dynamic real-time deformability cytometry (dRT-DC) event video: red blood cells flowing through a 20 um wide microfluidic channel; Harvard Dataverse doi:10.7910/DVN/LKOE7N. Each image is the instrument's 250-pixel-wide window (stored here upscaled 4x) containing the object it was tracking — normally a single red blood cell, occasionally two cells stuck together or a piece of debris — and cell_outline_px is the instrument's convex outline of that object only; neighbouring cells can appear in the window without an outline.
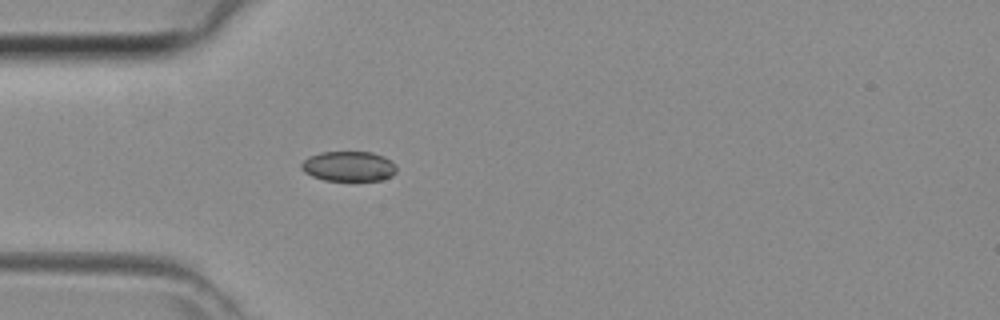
{"species": "common noctule bat (a hibernating species)", "species_latin": "Nyctalus noctula", "temperature_condition": "room temperature", "stored_images_in_passage": 20, "camera_frame_rate_fps": 3000, "um_per_image_px": 0.085, "animal": {"sex": "female", "body_mass_g": 29.2, "forearm_length_mm": 56.3}, "frame": {"image": 1, "passage_image": 1, "time_ms": 0.0, "image_size_px": [1000, 320], "cell_outline_px": [[396, 172], [392, 176], [380, 180], [324, 180], [312, 176], [304, 172], [300, 168], [300, 164], [308, 156], [320, 152], [372, 152], [384, 156], [396, 168]], "centroid_in_image_um": [29.59, 14.13], "position_along_channel_um": 55.4, "area_um2": 16.59}}
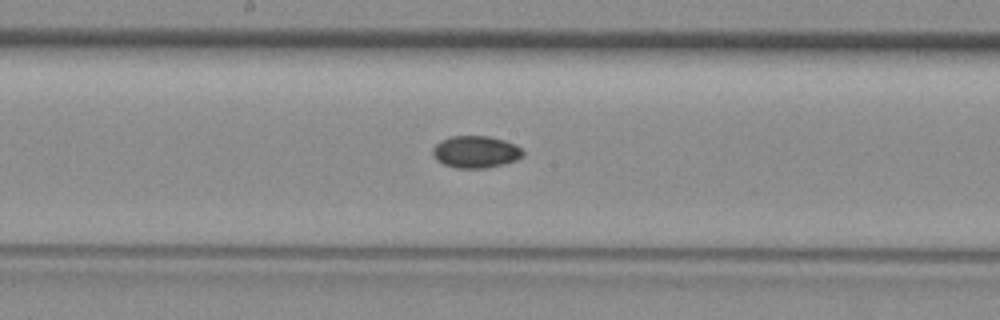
{"frame": {"image": 2, "passage_image": 11, "time_ms": 3.333, "image_size_px": [1000, 320], "cell_outline_px": [[524, 156], [516, 160], [504, 164], [484, 168], [456, 168], [444, 164], [436, 160], [432, 152], [432, 148], [440, 140], [452, 136], [488, 136], [504, 140], [516, 144], [524, 152]], "centroid_in_image_um": [40.44, 12.91], "position_along_channel_um": 207.8, "area_um2": 16.94}}
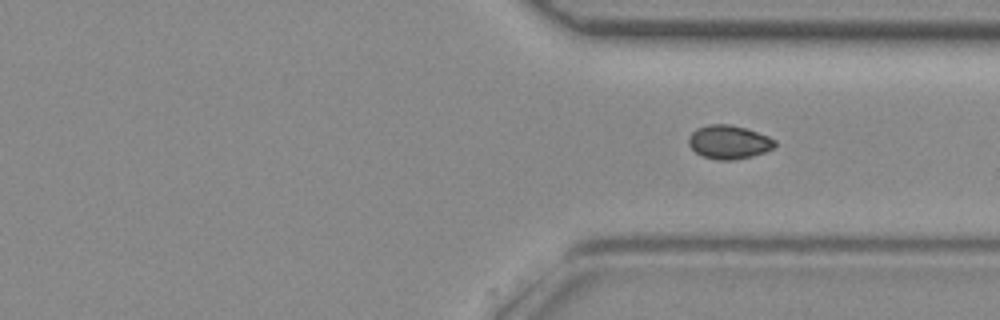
{"frame": {"image": 3, "passage_image": 20, "time_ms": 6.333, "image_size_px": [1000, 320], "cell_outline_px": [[776, 144], [772, 148], [764, 152], [752, 156], [732, 160], [716, 160], [704, 156], [696, 152], [688, 144], [688, 136], [696, 128], [708, 124], [728, 124], [744, 128], [768, 136], [776, 140]], "centroid_in_image_um": [61.93, 12.07], "position_along_channel_um": 349.5, "area_um2": 16.82}}